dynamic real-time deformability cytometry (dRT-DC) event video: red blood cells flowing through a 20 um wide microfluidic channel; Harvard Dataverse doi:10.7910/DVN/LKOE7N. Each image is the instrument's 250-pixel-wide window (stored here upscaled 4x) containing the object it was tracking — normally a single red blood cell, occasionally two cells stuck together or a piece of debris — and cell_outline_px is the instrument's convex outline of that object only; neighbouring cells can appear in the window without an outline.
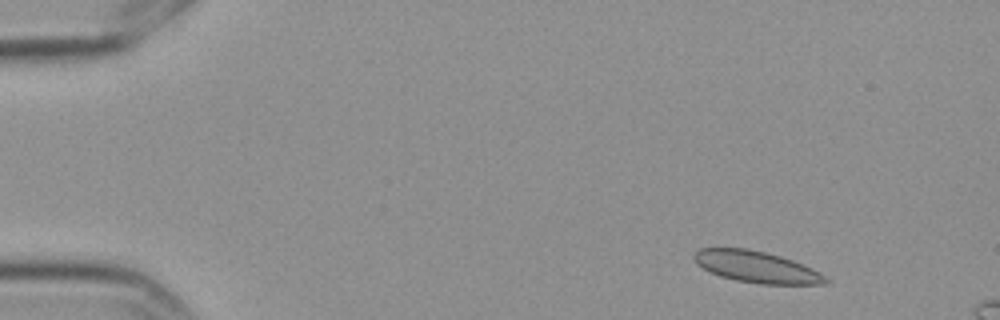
{"species": "Egyptian fruit bat (a non-hibernating species)", "species_latin": "Rousettus aegyptiacus", "temperature_condition": "cold", "stored_images_in_passage": 5, "camera_frame_rate_fps": 3000, "um_per_image_px": 0.085, "frame": {"image": 1, "passage_image": 2, "time_ms": 0.333, "image_size_px": [1000, 320], "cell_outline_px": [[832, 280], [824, 284], [760, 284], [736, 280], [720, 276], [696, 264], [692, 256], [700, 248], [748, 248], [780, 256], [792, 260], [812, 268]], "centroid_in_image_um": [64.31, 22.69], "position_along_channel_um": 20.7, "area_um2": 24.04}}